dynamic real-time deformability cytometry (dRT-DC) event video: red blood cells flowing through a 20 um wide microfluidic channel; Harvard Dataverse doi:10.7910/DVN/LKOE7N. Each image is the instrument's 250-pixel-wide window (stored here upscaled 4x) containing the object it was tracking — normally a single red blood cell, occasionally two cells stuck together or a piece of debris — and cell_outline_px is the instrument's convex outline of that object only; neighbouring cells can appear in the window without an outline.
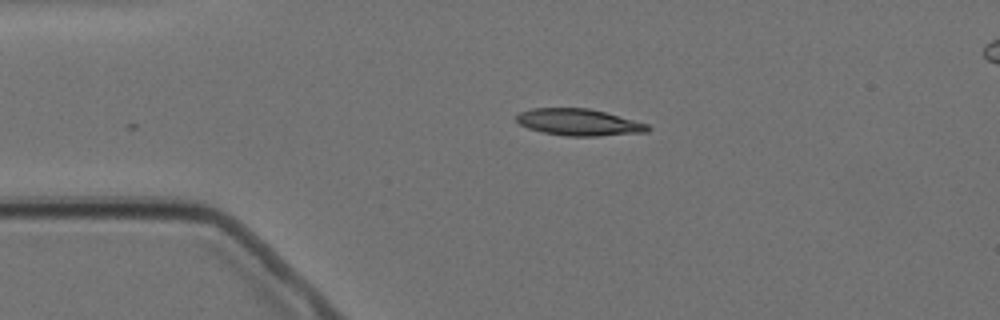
{"species": "Egyptian fruit bat (a non-hibernating species)", "species_latin": "Rousettus aegyptiacus", "temperature_condition": "cold", "stored_images_in_passage": 3, "camera_frame_rate_fps": 3000, "um_per_image_px": 0.085, "animal": {"sex": "female"}, "frame": {"image": 1, "passage_image": 1, "time_ms": 0.0, "image_size_px": [1000, 320], "cell_outline_px": [[652, 128], [648, 132], [600, 136], [564, 136], [544, 132], [528, 128], [520, 124], [516, 120], [516, 116], [520, 112], [532, 108], [588, 108], [604, 112], [648, 124]], "centroid_in_image_um": [49.21, 10.4], "position_along_channel_um": 35.8, "area_um2": 20.4}}